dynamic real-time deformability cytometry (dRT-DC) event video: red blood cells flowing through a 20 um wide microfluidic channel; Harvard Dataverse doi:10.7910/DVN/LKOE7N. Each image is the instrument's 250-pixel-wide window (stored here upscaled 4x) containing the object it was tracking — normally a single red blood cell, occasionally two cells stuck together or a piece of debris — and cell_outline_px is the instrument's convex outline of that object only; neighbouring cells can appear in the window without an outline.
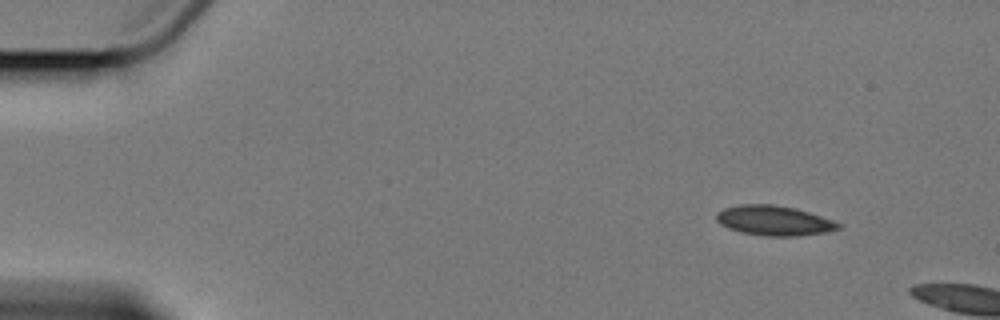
{"species": "Egyptian fruit bat (a non-hibernating species)", "species_latin": "Rousettus aegyptiacus", "temperature_condition": "cold", "stored_images_in_passage": 3, "camera_frame_rate_fps": 3000, "um_per_image_px": 0.085, "animal": {"sex": "female"}, "frame": {"image": 1, "passage_image": 1, "time_ms": 0.0, "image_size_px": [1000, 320], "cell_outline_px": [[844, 228], [824, 232], [800, 236], [764, 236], [740, 232], [728, 228], [720, 224], [716, 220], [716, 212], [724, 208], [740, 204], [772, 204], [796, 208], [844, 224]], "centroid_in_image_um": [65.8, 18.75], "position_along_channel_um": 19.2, "area_um2": 21.44}}